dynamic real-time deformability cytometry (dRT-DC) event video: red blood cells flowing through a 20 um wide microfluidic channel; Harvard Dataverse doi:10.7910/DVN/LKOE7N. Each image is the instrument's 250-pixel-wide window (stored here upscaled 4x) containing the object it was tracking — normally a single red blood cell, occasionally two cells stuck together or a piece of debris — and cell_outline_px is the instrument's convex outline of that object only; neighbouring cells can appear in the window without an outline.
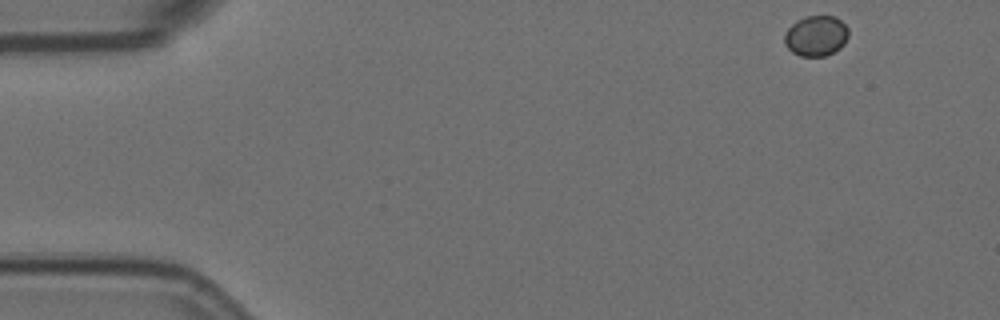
{"species": "Egyptian fruit bat (a non-hibernating species)", "species_latin": "Rousettus aegyptiacus", "temperature_condition": "room temperature", "stored_images_in_passage": 7, "camera_frame_rate_fps": 3000, "um_per_image_px": 0.085, "animal": {"sex": "female"}, "frame": {"image": 1, "passage_image": 1, "time_ms": 0.0, "image_size_px": [1000, 320], "cell_outline_px": [[848, 36], [844, 44], [840, 48], [824, 56], [800, 56], [792, 52], [784, 44], [784, 32], [796, 20], [804, 16], [836, 16], [848, 28]], "centroid_in_image_um": [69.34, 3.04], "position_along_channel_um": 15.7, "area_um2": 15.2}}
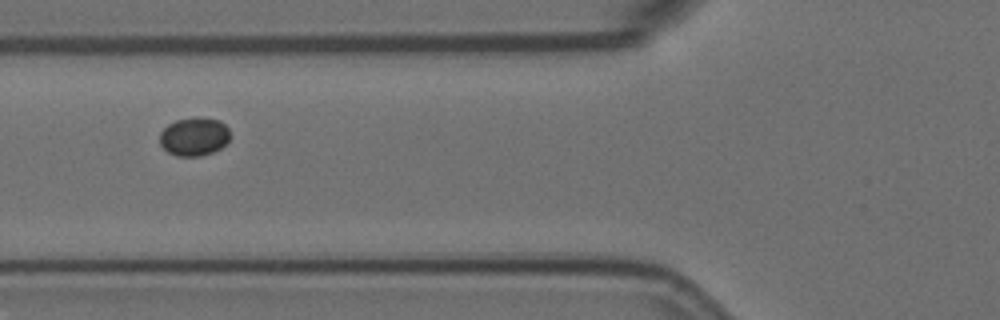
{"frame": {"image": 2, "passage_image": 6, "time_ms": 1.667, "image_size_px": [1000, 320], "cell_outline_px": [[228, 140], [220, 148], [212, 152], [200, 156], [176, 156], [168, 152], [160, 144], [160, 132], [168, 124], [176, 120], [196, 116], [220, 120], [228, 128]], "centroid_in_image_um": [16.48, 11.6], "position_along_channel_um": 109.3, "area_um2": 15.72}}
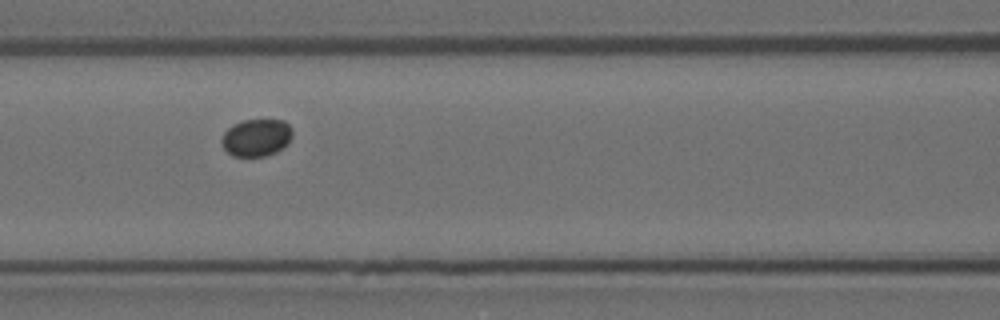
{"frame": {"image": 3, "passage_image": 7, "time_ms": 2.0, "image_size_px": [1000, 320], "cell_outline_px": [[292, 136], [288, 144], [276, 152], [264, 156], [232, 156], [220, 144], [220, 140], [224, 132], [232, 124], [244, 120], [284, 120], [292, 128]], "centroid_in_image_um": [21.78, 11.69], "position_along_channel_um": 144.8, "area_um2": 15.55}}